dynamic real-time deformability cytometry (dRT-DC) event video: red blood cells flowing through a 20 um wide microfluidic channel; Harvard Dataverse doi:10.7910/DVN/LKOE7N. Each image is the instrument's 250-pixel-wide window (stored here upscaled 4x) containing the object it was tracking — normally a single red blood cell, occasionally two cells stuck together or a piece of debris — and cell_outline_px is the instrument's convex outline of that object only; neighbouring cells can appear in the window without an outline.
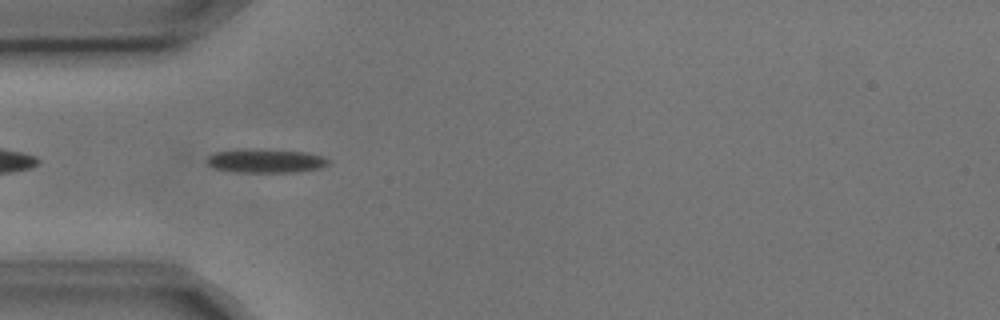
{"species": "common noctule bat (a hibernating species)", "species_latin": "Nyctalus noctula", "temperature_condition": "cold", "stored_images_in_passage": 13, "segment_of_instrument_passage": [2, 2], "camera_frame_rate_fps": 3000, "um_per_image_px": 0.085, "animal": {"sex": "male", "body_mass_g": 17.9, "forearm_length_mm": 54.2}, "frame": {"image": 1, "passage_image": 3, "time_ms": 0.667, "image_size_px": [1000, 320], "cell_outline_px": [[332, 160], [328, 164], [320, 168], [296, 172], [236, 172], [216, 168], [208, 164], [208, 156], [216, 152], [244, 148], [252, 148], [308, 152], [324, 156]], "centroid_in_image_um": [22.65, 13.66], "position_along_channel_um": 62.4, "area_um2": 17.05}}
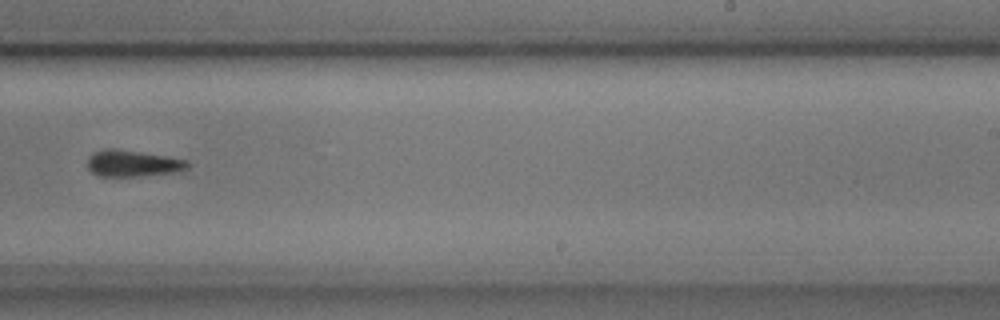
{"frame": {"image": 2, "passage_image": 8, "time_ms": 2.333, "image_size_px": [1000, 320], "cell_outline_px": [[188, 168], [180, 172], [140, 176], [96, 176], [88, 168], [88, 156], [104, 148], [116, 148], [188, 160]], "centroid_in_image_um": [11.28, 13.89], "position_along_channel_um": 277.7, "area_um2": 15.49}}
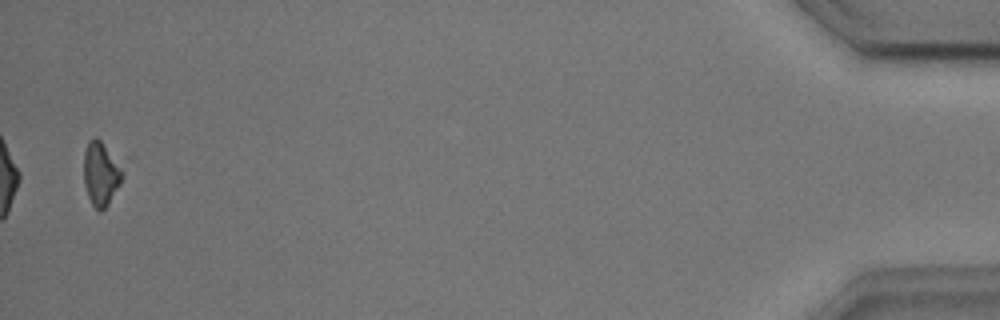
{"frame": {"image": 3, "passage_image": 13, "time_ms": 4.0, "image_size_px": [1000, 320], "cell_outline_px": [[124, 176], [120, 184], [108, 204], [100, 212], [92, 204], [88, 196], [84, 184], [84, 152], [88, 140], [96, 136], [100, 140], [120, 168]], "centroid_in_image_um": [8.54, 14.78], "position_along_channel_um": 426.7, "area_um2": 13.93}}